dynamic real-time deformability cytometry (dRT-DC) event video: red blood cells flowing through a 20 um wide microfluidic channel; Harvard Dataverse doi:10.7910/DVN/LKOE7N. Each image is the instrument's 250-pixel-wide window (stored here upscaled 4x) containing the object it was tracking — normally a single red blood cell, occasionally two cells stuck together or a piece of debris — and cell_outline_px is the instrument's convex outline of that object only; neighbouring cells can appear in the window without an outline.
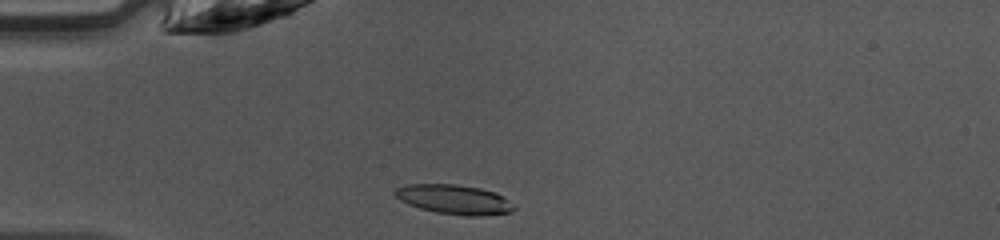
{"species": "common noctule bat (a hibernating species)", "species_latin": "Nyctalus noctula", "temperature_condition": "warm", "stored_images_in_passage": 35, "camera_frame_rate_fps": 3000, "um_per_image_px": 0.085, "animal": {"sex": "female", "body_mass_g": 10.0, "forearm_length_mm": 53.1}, "frame": {"image": 1, "passage_image": 1, "time_ms": 0.0, "image_size_px": [1000, 240], "cell_outline_px": [[516, 208], [512, 212], [484, 216], [468, 216], [436, 212], [420, 208], [408, 204], [400, 200], [392, 192], [396, 188], [404, 184], [456, 184], [480, 188], [496, 192]], "centroid_in_image_um": [38.58, 16.95], "position_along_channel_um": 46.4, "area_um2": 20.46}}
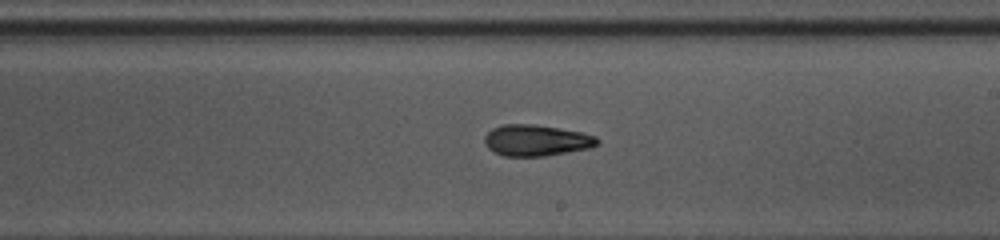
{"frame": {"image": 2, "passage_image": 16, "time_ms": 5.0, "image_size_px": [1000, 240], "cell_outline_px": [[600, 140], [592, 148], [544, 156], [504, 156], [492, 152], [488, 148], [484, 140], [484, 136], [492, 128], [500, 124], [536, 124], [580, 132], [596, 136]], "centroid_in_image_um": [45.56, 11.93], "position_along_channel_um": 243.4, "area_um2": 20.63}}
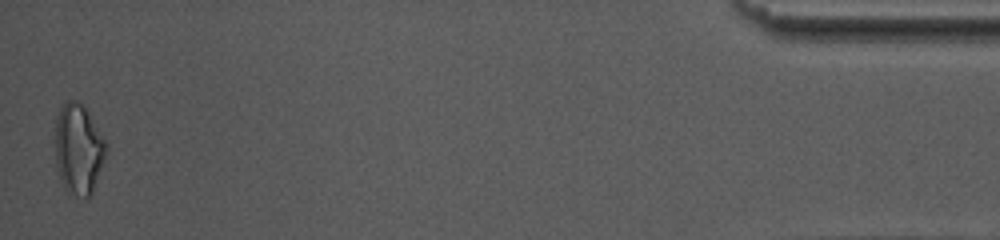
{"frame": {"image": 3, "passage_image": 35, "time_ms": 11.333, "image_size_px": [1000, 240], "cell_outline_px": [[108, 148], [92, 192], [88, 200], [84, 200], [68, 196], [64, 188], [56, 164], [56, 116], [60, 108], [68, 100], [72, 100], [80, 104], [88, 112], [108, 144]], "centroid_in_image_um": [6.68, 12.76], "position_along_channel_um": 428.5, "area_um2": 26.93}, "authors_computed_cell_mechanics": {"area_um2": 20.6346, "velocity_mm_per_s": 4.2639, "shape_relaxation_time_tau1_ms": 4.8531, "shape_relaxation_time_tau2_ms": 3.5999, "deformation_change_tau1": 0.1522, "deformation_change_tau2": 0.1314}}